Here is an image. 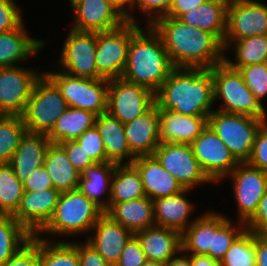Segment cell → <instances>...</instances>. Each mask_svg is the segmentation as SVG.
<instances>
[{"label": "cell", "mask_w": 267, "mask_h": 266, "mask_svg": "<svg viewBox=\"0 0 267 266\" xmlns=\"http://www.w3.org/2000/svg\"><path fill=\"white\" fill-rule=\"evenodd\" d=\"M151 26L160 35L175 68L211 69L224 61L223 44L211 33L168 16Z\"/></svg>", "instance_id": "obj_1"}, {"label": "cell", "mask_w": 267, "mask_h": 266, "mask_svg": "<svg viewBox=\"0 0 267 266\" xmlns=\"http://www.w3.org/2000/svg\"><path fill=\"white\" fill-rule=\"evenodd\" d=\"M214 103L211 69L175 68L155 92L159 109L181 115L208 117Z\"/></svg>", "instance_id": "obj_2"}, {"label": "cell", "mask_w": 267, "mask_h": 266, "mask_svg": "<svg viewBox=\"0 0 267 266\" xmlns=\"http://www.w3.org/2000/svg\"><path fill=\"white\" fill-rule=\"evenodd\" d=\"M145 26L140 28L130 40L122 78L155 93L175 67L160 35L151 25Z\"/></svg>", "instance_id": "obj_3"}, {"label": "cell", "mask_w": 267, "mask_h": 266, "mask_svg": "<svg viewBox=\"0 0 267 266\" xmlns=\"http://www.w3.org/2000/svg\"><path fill=\"white\" fill-rule=\"evenodd\" d=\"M104 211L78 189L61 192L55 212L45 227L37 234L81 235L91 231Z\"/></svg>", "instance_id": "obj_4"}, {"label": "cell", "mask_w": 267, "mask_h": 266, "mask_svg": "<svg viewBox=\"0 0 267 266\" xmlns=\"http://www.w3.org/2000/svg\"><path fill=\"white\" fill-rule=\"evenodd\" d=\"M214 83V101L221 99L219 111L267 118L264 105H261L245 84L241 73L225 61L211 68Z\"/></svg>", "instance_id": "obj_5"}, {"label": "cell", "mask_w": 267, "mask_h": 266, "mask_svg": "<svg viewBox=\"0 0 267 266\" xmlns=\"http://www.w3.org/2000/svg\"><path fill=\"white\" fill-rule=\"evenodd\" d=\"M67 108L57 85L45 73L41 74L21 115L26 131L48 135Z\"/></svg>", "instance_id": "obj_6"}, {"label": "cell", "mask_w": 267, "mask_h": 266, "mask_svg": "<svg viewBox=\"0 0 267 266\" xmlns=\"http://www.w3.org/2000/svg\"><path fill=\"white\" fill-rule=\"evenodd\" d=\"M267 118L226 113L214 110L208 116V125L220 137L239 162L251 156L258 130Z\"/></svg>", "instance_id": "obj_7"}, {"label": "cell", "mask_w": 267, "mask_h": 266, "mask_svg": "<svg viewBox=\"0 0 267 266\" xmlns=\"http://www.w3.org/2000/svg\"><path fill=\"white\" fill-rule=\"evenodd\" d=\"M44 73L57 85L68 107L88 110L96 115L106 113L107 79L82 78L61 70Z\"/></svg>", "instance_id": "obj_8"}, {"label": "cell", "mask_w": 267, "mask_h": 266, "mask_svg": "<svg viewBox=\"0 0 267 266\" xmlns=\"http://www.w3.org/2000/svg\"><path fill=\"white\" fill-rule=\"evenodd\" d=\"M127 21L119 28L97 33L95 63L97 72L107 80L121 78L126 68L132 36L141 28Z\"/></svg>", "instance_id": "obj_9"}, {"label": "cell", "mask_w": 267, "mask_h": 266, "mask_svg": "<svg viewBox=\"0 0 267 266\" xmlns=\"http://www.w3.org/2000/svg\"><path fill=\"white\" fill-rule=\"evenodd\" d=\"M155 104L150 89L121 78L108 80L107 113L123 124L147 112Z\"/></svg>", "instance_id": "obj_10"}, {"label": "cell", "mask_w": 267, "mask_h": 266, "mask_svg": "<svg viewBox=\"0 0 267 266\" xmlns=\"http://www.w3.org/2000/svg\"><path fill=\"white\" fill-rule=\"evenodd\" d=\"M190 146L202 171L213 183L219 184L240 163L208 124Z\"/></svg>", "instance_id": "obj_11"}, {"label": "cell", "mask_w": 267, "mask_h": 266, "mask_svg": "<svg viewBox=\"0 0 267 266\" xmlns=\"http://www.w3.org/2000/svg\"><path fill=\"white\" fill-rule=\"evenodd\" d=\"M153 156L184 189H193L198 184L213 183L202 171L190 144L159 143Z\"/></svg>", "instance_id": "obj_12"}, {"label": "cell", "mask_w": 267, "mask_h": 266, "mask_svg": "<svg viewBox=\"0 0 267 266\" xmlns=\"http://www.w3.org/2000/svg\"><path fill=\"white\" fill-rule=\"evenodd\" d=\"M64 41L58 62L61 71L82 78H103L95 63L97 33L70 29Z\"/></svg>", "instance_id": "obj_13"}, {"label": "cell", "mask_w": 267, "mask_h": 266, "mask_svg": "<svg viewBox=\"0 0 267 266\" xmlns=\"http://www.w3.org/2000/svg\"><path fill=\"white\" fill-rule=\"evenodd\" d=\"M35 68L20 65L0 68V111L4 115L23 114L34 84L42 74Z\"/></svg>", "instance_id": "obj_14"}, {"label": "cell", "mask_w": 267, "mask_h": 266, "mask_svg": "<svg viewBox=\"0 0 267 266\" xmlns=\"http://www.w3.org/2000/svg\"><path fill=\"white\" fill-rule=\"evenodd\" d=\"M232 179L238 208V220L246 223L256 212L258 204L267 189V172L240 162L223 179Z\"/></svg>", "instance_id": "obj_15"}, {"label": "cell", "mask_w": 267, "mask_h": 266, "mask_svg": "<svg viewBox=\"0 0 267 266\" xmlns=\"http://www.w3.org/2000/svg\"><path fill=\"white\" fill-rule=\"evenodd\" d=\"M267 35V4L257 0H229L224 41Z\"/></svg>", "instance_id": "obj_16"}, {"label": "cell", "mask_w": 267, "mask_h": 266, "mask_svg": "<svg viewBox=\"0 0 267 266\" xmlns=\"http://www.w3.org/2000/svg\"><path fill=\"white\" fill-rule=\"evenodd\" d=\"M74 13V30L104 32L119 28L127 22L126 17L108 0H70Z\"/></svg>", "instance_id": "obj_17"}, {"label": "cell", "mask_w": 267, "mask_h": 266, "mask_svg": "<svg viewBox=\"0 0 267 266\" xmlns=\"http://www.w3.org/2000/svg\"><path fill=\"white\" fill-rule=\"evenodd\" d=\"M61 192L55 188L24 192L13 217L31 234L37 235L53 216Z\"/></svg>", "instance_id": "obj_18"}, {"label": "cell", "mask_w": 267, "mask_h": 266, "mask_svg": "<svg viewBox=\"0 0 267 266\" xmlns=\"http://www.w3.org/2000/svg\"><path fill=\"white\" fill-rule=\"evenodd\" d=\"M90 232H92V235L90 233V237L88 236L86 241L111 266L118 263L125 245L134 236L133 232L113 221L105 213L97 220Z\"/></svg>", "instance_id": "obj_19"}, {"label": "cell", "mask_w": 267, "mask_h": 266, "mask_svg": "<svg viewBox=\"0 0 267 266\" xmlns=\"http://www.w3.org/2000/svg\"><path fill=\"white\" fill-rule=\"evenodd\" d=\"M124 133L135 157L153 155L160 143L159 108L154 104L147 112L124 124Z\"/></svg>", "instance_id": "obj_20"}, {"label": "cell", "mask_w": 267, "mask_h": 266, "mask_svg": "<svg viewBox=\"0 0 267 266\" xmlns=\"http://www.w3.org/2000/svg\"><path fill=\"white\" fill-rule=\"evenodd\" d=\"M131 164L139 172L145 194L151 200L172 196L184 190L153 155L136 157Z\"/></svg>", "instance_id": "obj_21"}, {"label": "cell", "mask_w": 267, "mask_h": 266, "mask_svg": "<svg viewBox=\"0 0 267 266\" xmlns=\"http://www.w3.org/2000/svg\"><path fill=\"white\" fill-rule=\"evenodd\" d=\"M207 124V116L181 115L172 110L159 109L160 143L191 144Z\"/></svg>", "instance_id": "obj_22"}, {"label": "cell", "mask_w": 267, "mask_h": 266, "mask_svg": "<svg viewBox=\"0 0 267 266\" xmlns=\"http://www.w3.org/2000/svg\"><path fill=\"white\" fill-rule=\"evenodd\" d=\"M51 140L46 134L26 131L9 163L20 182H25L32 172L44 165Z\"/></svg>", "instance_id": "obj_23"}, {"label": "cell", "mask_w": 267, "mask_h": 266, "mask_svg": "<svg viewBox=\"0 0 267 266\" xmlns=\"http://www.w3.org/2000/svg\"><path fill=\"white\" fill-rule=\"evenodd\" d=\"M147 260L166 263L181 253V233L166 227L152 226L134 233Z\"/></svg>", "instance_id": "obj_24"}, {"label": "cell", "mask_w": 267, "mask_h": 266, "mask_svg": "<svg viewBox=\"0 0 267 266\" xmlns=\"http://www.w3.org/2000/svg\"><path fill=\"white\" fill-rule=\"evenodd\" d=\"M191 189H184L178 194L153 200L154 222L156 226L166 227L181 234L193 222L189 220L194 204L186 198Z\"/></svg>", "instance_id": "obj_25"}, {"label": "cell", "mask_w": 267, "mask_h": 266, "mask_svg": "<svg viewBox=\"0 0 267 266\" xmlns=\"http://www.w3.org/2000/svg\"><path fill=\"white\" fill-rule=\"evenodd\" d=\"M24 22L16 29L0 33V68L17 66L44 48V40L28 36Z\"/></svg>", "instance_id": "obj_26"}, {"label": "cell", "mask_w": 267, "mask_h": 266, "mask_svg": "<svg viewBox=\"0 0 267 266\" xmlns=\"http://www.w3.org/2000/svg\"><path fill=\"white\" fill-rule=\"evenodd\" d=\"M228 3L229 0H208L181 15L178 20L213 34L223 44Z\"/></svg>", "instance_id": "obj_27"}, {"label": "cell", "mask_w": 267, "mask_h": 266, "mask_svg": "<svg viewBox=\"0 0 267 266\" xmlns=\"http://www.w3.org/2000/svg\"><path fill=\"white\" fill-rule=\"evenodd\" d=\"M95 126L102 137L107 162L131 164L134 161L136 157L130 151L124 133V124L120 120L106 112L96 116ZM125 159L126 162H124Z\"/></svg>", "instance_id": "obj_28"}, {"label": "cell", "mask_w": 267, "mask_h": 266, "mask_svg": "<svg viewBox=\"0 0 267 266\" xmlns=\"http://www.w3.org/2000/svg\"><path fill=\"white\" fill-rule=\"evenodd\" d=\"M104 213L133 233L155 225L153 200L147 196L122 203H110Z\"/></svg>", "instance_id": "obj_29"}, {"label": "cell", "mask_w": 267, "mask_h": 266, "mask_svg": "<svg viewBox=\"0 0 267 266\" xmlns=\"http://www.w3.org/2000/svg\"><path fill=\"white\" fill-rule=\"evenodd\" d=\"M115 165L113 162L96 163L87 167L80 175L78 190L104 212L110 204L111 179ZM106 191L108 197L104 200L102 194Z\"/></svg>", "instance_id": "obj_30"}, {"label": "cell", "mask_w": 267, "mask_h": 266, "mask_svg": "<svg viewBox=\"0 0 267 266\" xmlns=\"http://www.w3.org/2000/svg\"><path fill=\"white\" fill-rule=\"evenodd\" d=\"M44 166L55 189L60 192L78 189L80 174L73 167L67 153L59 144H50L46 151Z\"/></svg>", "instance_id": "obj_31"}, {"label": "cell", "mask_w": 267, "mask_h": 266, "mask_svg": "<svg viewBox=\"0 0 267 266\" xmlns=\"http://www.w3.org/2000/svg\"><path fill=\"white\" fill-rule=\"evenodd\" d=\"M182 251L203 254L213 259V211L205 212L181 234Z\"/></svg>", "instance_id": "obj_32"}, {"label": "cell", "mask_w": 267, "mask_h": 266, "mask_svg": "<svg viewBox=\"0 0 267 266\" xmlns=\"http://www.w3.org/2000/svg\"><path fill=\"white\" fill-rule=\"evenodd\" d=\"M96 116L88 110L68 107L47 136L51 143L55 144L76 140L84 131L95 125Z\"/></svg>", "instance_id": "obj_33"}, {"label": "cell", "mask_w": 267, "mask_h": 266, "mask_svg": "<svg viewBox=\"0 0 267 266\" xmlns=\"http://www.w3.org/2000/svg\"><path fill=\"white\" fill-rule=\"evenodd\" d=\"M146 196L140 174L132 164H116L111 179L110 203H122Z\"/></svg>", "instance_id": "obj_34"}, {"label": "cell", "mask_w": 267, "mask_h": 266, "mask_svg": "<svg viewBox=\"0 0 267 266\" xmlns=\"http://www.w3.org/2000/svg\"><path fill=\"white\" fill-rule=\"evenodd\" d=\"M231 45L235 52V61H231L227 56H224V61L234 69L238 70L242 66L267 62V35H255L235 41H224V51Z\"/></svg>", "instance_id": "obj_35"}, {"label": "cell", "mask_w": 267, "mask_h": 266, "mask_svg": "<svg viewBox=\"0 0 267 266\" xmlns=\"http://www.w3.org/2000/svg\"><path fill=\"white\" fill-rule=\"evenodd\" d=\"M32 235L11 215H0V266L14 255Z\"/></svg>", "instance_id": "obj_36"}, {"label": "cell", "mask_w": 267, "mask_h": 266, "mask_svg": "<svg viewBox=\"0 0 267 266\" xmlns=\"http://www.w3.org/2000/svg\"><path fill=\"white\" fill-rule=\"evenodd\" d=\"M41 266H80L78 242H68L40 237Z\"/></svg>", "instance_id": "obj_37"}, {"label": "cell", "mask_w": 267, "mask_h": 266, "mask_svg": "<svg viewBox=\"0 0 267 266\" xmlns=\"http://www.w3.org/2000/svg\"><path fill=\"white\" fill-rule=\"evenodd\" d=\"M23 183L18 180L9 164H0V215L13 216L19 208Z\"/></svg>", "instance_id": "obj_38"}, {"label": "cell", "mask_w": 267, "mask_h": 266, "mask_svg": "<svg viewBox=\"0 0 267 266\" xmlns=\"http://www.w3.org/2000/svg\"><path fill=\"white\" fill-rule=\"evenodd\" d=\"M228 217L213 212V259L219 262L224 258L234 240L246 229L245 223L238 220L234 226Z\"/></svg>", "instance_id": "obj_39"}, {"label": "cell", "mask_w": 267, "mask_h": 266, "mask_svg": "<svg viewBox=\"0 0 267 266\" xmlns=\"http://www.w3.org/2000/svg\"><path fill=\"white\" fill-rule=\"evenodd\" d=\"M26 132L21 116L3 115L0 119V164H9Z\"/></svg>", "instance_id": "obj_40"}, {"label": "cell", "mask_w": 267, "mask_h": 266, "mask_svg": "<svg viewBox=\"0 0 267 266\" xmlns=\"http://www.w3.org/2000/svg\"><path fill=\"white\" fill-rule=\"evenodd\" d=\"M220 266H256L255 233L245 229L231 244Z\"/></svg>", "instance_id": "obj_41"}, {"label": "cell", "mask_w": 267, "mask_h": 266, "mask_svg": "<svg viewBox=\"0 0 267 266\" xmlns=\"http://www.w3.org/2000/svg\"><path fill=\"white\" fill-rule=\"evenodd\" d=\"M238 71L255 98L263 105L262 100L267 96V62L242 66Z\"/></svg>", "instance_id": "obj_42"}, {"label": "cell", "mask_w": 267, "mask_h": 266, "mask_svg": "<svg viewBox=\"0 0 267 266\" xmlns=\"http://www.w3.org/2000/svg\"><path fill=\"white\" fill-rule=\"evenodd\" d=\"M1 266H41L40 236L32 235L31 239Z\"/></svg>", "instance_id": "obj_43"}, {"label": "cell", "mask_w": 267, "mask_h": 266, "mask_svg": "<svg viewBox=\"0 0 267 266\" xmlns=\"http://www.w3.org/2000/svg\"><path fill=\"white\" fill-rule=\"evenodd\" d=\"M76 141L83 147L96 163L107 162L106 150L102 137L94 125L84 131Z\"/></svg>", "instance_id": "obj_44"}, {"label": "cell", "mask_w": 267, "mask_h": 266, "mask_svg": "<svg viewBox=\"0 0 267 266\" xmlns=\"http://www.w3.org/2000/svg\"><path fill=\"white\" fill-rule=\"evenodd\" d=\"M15 0H0V33L18 28L24 21Z\"/></svg>", "instance_id": "obj_45"}, {"label": "cell", "mask_w": 267, "mask_h": 266, "mask_svg": "<svg viewBox=\"0 0 267 266\" xmlns=\"http://www.w3.org/2000/svg\"><path fill=\"white\" fill-rule=\"evenodd\" d=\"M59 145L65 150L69 161L80 175L87 167L96 164L76 140L64 141Z\"/></svg>", "instance_id": "obj_46"}, {"label": "cell", "mask_w": 267, "mask_h": 266, "mask_svg": "<svg viewBox=\"0 0 267 266\" xmlns=\"http://www.w3.org/2000/svg\"><path fill=\"white\" fill-rule=\"evenodd\" d=\"M247 163L267 172V121L257 132L251 156Z\"/></svg>", "instance_id": "obj_47"}, {"label": "cell", "mask_w": 267, "mask_h": 266, "mask_svg": "<svg viewBox=\"0 0 267 266\" xmlns=\"http://www.w3.org/2000/svg\"><path fill=\"white\" fill-rule=\"evenodd\" d=\"M173 0H131V9H138L148 16V25H151L157 18L164 16Z\"/></svg>", "instance_id": "obj_48"}, {"label": "cell", "mask_w": 267, "mask_h": 266, "mask_svg": "<svg viewBox=\"0 0 267 266\" xmlns=\"http://www.w3.org/2000/svg\"><path fill=\"white\" fill-rule=\"evenodd\" d=\"M147 261L140 242L133 236L125 245L115 266H142Z\"/></svg>", "instance_id": "obj_49"}, {"label": "cell", "mask_w": 267, "mask_h": 266, "mask_svg": "<svg viewBox=\"0 0 267 266\" xmlns=\"http://www.w3.org/2000/svg\"><path fill=\"white\" fill-rule=\"evenodd\" d=\"M246 230L267 236V189L254 215L245 223Z\"/></svg>", "instance_id": "obj_50"}, {"label": "cell", "mask_w": 267, "mask_h": 266, "mask_svg": "<svg viewBox=\"0 0 267 266\" xmlns=\"http://www.w3.org/2000/svg\"><path fill=\"white\" fill-rule=\"evenodd\" d=\"M24 192H39L49 188H54L51 177L45 166L36 168L30 177L23 182Z\"/></svg>", "instance_id": "obj_51"}, {"label": "cell", "mask_w": 267, "mask_h": 266, "mask_svg": "<svg viewBox=\"0 0 267 266\" xmlns=\"http://www.w3.org/2000/svg\"><path fill=\"white\" fill-rule=\"evenodd\" d=\"M78 257L80 266H111L87 241L78 242Z\"/></svg>", "instance_id": "obj_52"}, {"label": "cell", "mask_w": 267, "mask_h": 266, "mask_svg": "<svg viewBox=\"0 0 267 266\" xmlns=\"http://www.w3.org/2000/svg\"><path fill=\"white\" fill-rule=\"evenodd\" d=\"M206 1L208 0H173L169 11L164 16L178 19L181 15Z\"/></svg>", "instance_id": "obj_53"}, {"label": "cell", "mask_w": 267, "mask_h": 266, "mask_svg": "<svg viewBox=\"0 0 267 266\" xmlns=\"http://www.w3.org/2000/svg\"><path fill=\"white\" fill-rule=\"evenodd\" d=\"M256 266H267V236L255 234Z\"/></svg>", "instance_id": "obj_54"}, {"label": "cell", "mask_w": 267, "mask_h": 266, "mask_svg": "<svg viewBox=\"0 0 267 266\" xmlns=\"http://www.w3.org/2000/svg\"><path fill=\"white\" fill-rule=\"evenodd\" d=\"M190 266H220V262L203 254H188Z\"/></svg>", "instance_id": "obj_55"}, {"label": "cell", "mask_w": 267, "mask_h": 266, "mask_svg": "<svg viewBox=\"0 0 267 266\" xmlns=\"http://www.w3.org/2000/svg\"><path fill=\"white\" fill-rule=\"evenodd\" d=\"M114 7H116L127 19V21L136 23V19L130 14L131 0H108Z\"/></svg>", "instance_id": "obj_56"}, {"label": "cell", "mask_w": 267, "mask_h": 266, "mask_svg": "<svg viewBox=\"0 0 267 266\" xmlns=\"http://www.w3.org/2000/svg\"><path fill=\"white\" fill-rule=\"evenodd\" d=\"M180 257H172L169 259L165 266H190V258L188 254H185L183 251Z\"/></svg>", "instance_id": "obj_57"}, {"label": "cell", "mask_w": 267, "mask_h": 266, "mask_svg": "<svg viewBox=\"0 0 267 266\" xmlns=\"http://www.w3.org/2000/svg\"><path fill=\"white\" fill-rule=\"evenodd\" d=\"M142 266H165V263L154 260H147Z\"/></svg>", "instance_id": "obj_58"}, {"label": "cell", "mask_w": 267, "mask_h": 266, "mask_svg": "<svg viewBox=\"0 0 267 266\" xmlns=\"http://www.w3.org/2000/svg\"><path fill=\"white\" fill-rule=\"evenodd\" d=\"M3 115H4V114L0 111V119L2 118Z\"/></svg>", "instance_id": "obj_59"}]
</instances>
